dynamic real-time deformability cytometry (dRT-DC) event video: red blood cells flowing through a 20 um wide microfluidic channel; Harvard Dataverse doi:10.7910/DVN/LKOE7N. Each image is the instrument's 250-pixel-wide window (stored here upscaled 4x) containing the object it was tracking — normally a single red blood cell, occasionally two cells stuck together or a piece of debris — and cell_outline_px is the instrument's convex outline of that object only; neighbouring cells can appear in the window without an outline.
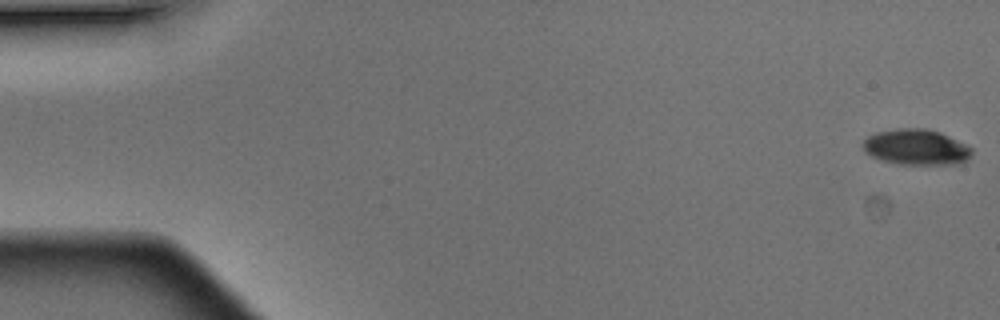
{"species": "Egyptian fruit bat (a non-hibernating species)", "species_latin": "Rousettus aegyptiacus", "temperature_condition": "warm", "stored_images_in_passage": 2, "camera_frame_rate_fps": 3000, "um_per_image_px": 0.085, "animal": {"sex": "male"}, "frame": {"image": 1, "passage_image": 2, "time_ms": 0.333, "image_size_px": [1000, 320], "cell_outline_px": [[972, 152], [968, 160], [956, 164], [900, 164], [884, 160], [872, 156], [864, 152], [864, 140], [868, 136], [876, 132], [896, 128], [928, 128], [940, 132], [972, 148]], "centroid_in_image_um": [77.88, 12.49], "position_along_channel_um": 7.1, "area_um2": 22.48}}